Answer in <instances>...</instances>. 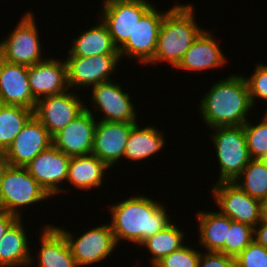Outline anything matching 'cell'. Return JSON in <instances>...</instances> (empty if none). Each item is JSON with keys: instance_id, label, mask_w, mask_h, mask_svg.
<instances>
[{"instance_id": "f35d334b", "label": "cell", "mask_w": 267, "mask_h": 267, "mask_svg": "<svg viewBox=\"0 0 267 267\" xmlns=\"http://www.w3.org/2000/svg\"><path fill=\"white\" fill-rule=\"evenodd\" d=\"M260 221L267 222V197L260 200Z\"/></svg>"}, {"instance_id": "e0dca14e", "label": "cell", "mask_w": 267, "mask_h": 267, "mask_svg": "<svg viewBox=\"0 0 267 267\" xmlns=\"http://www.w3.org/2000/svg\"><path fill=\"white\" fill-rule=\"evenodd\" d=\"M135 123L97 121L92 155L104 162L109 169L124 157L126 143Z\"/></svg>"}, {"instance_id": "d6a6232c", "label": "cell", "mask_w": 267, "mask_h": 267, "mask_svg": "<svg viewBox=\"0 0 267 267\" xmlns=\"http://www.w3.org/2000/svg\"><path fill=\"white\" fill-rule=\"evenodd\" d=\"M235 267H267V249L253 240L235 257Z\"/></svg>"}, {"instance_id": "7402d4cb", "label": "cell", "mask_w": 267, "mask_h": 267, "mask_svg": "<svg viewBox=\"0 0 267 267\" xmlns=\"http://www.w3.org/2000/svg\"><path fill=\"white\" fill-rule=\"evenodd\" d=\"M22 219L18 218L0 238V267H21L33 264Z\"/></svg>"}, {"instance_id": "ba28073f", "label": "cell", "mask_w": 267, "mask_h": 267, "mask_svg": "<svg viewBox=\"0 0 267 267\" xmlns=\"http://www.w3.org/2000/svg\"><path fill=\"white\" fill-rule=\"evenodd\" d=\"M55 227L67 240L78 267L100 263V261L110 256L115 247H118L110 223L89 229L78 238H75L65 228Z\"/></svg>"}, {"instance_id": "d4e9b609", "label": "cell", "mask_w": 267, "mask_h": 267, "mask_svg": "<svg viewBox=\"0 0 267 267\" xmlns=\"http://www.w3.org/2000/svg\"><path fill=\"white\" fill-rule=\"evenodd\" d=\"M199 243L207 252H221L225 254V240L230 228V218L221 212H198Z\"/></svg>"}, {"instance_id": "e575fe53", "label": "cell", "mask_w": 267, "mask_h": 267, "mask_svg": "<svg viewBox=\"0 0 267 267\" xmlns=\"http://www.w3.org/2000/svg\"><path fill=\"white\" fill-rule=\"evenodd\" d=\"M198 267H235V258L221 252L200 253Z\"/></svg>"}, {"instance_id": "52a82bcc", "label": "cell", "mask_w": 267, "mask_h": 267, "mask_svg": "<svg viewBox=\"0 0 267 267\" xmlns=\"http://www.w3.org/2000/svg\"><path fill=\"white\" fill-rule=\"evenodd\" d=\"M102 5L100 20L107 26L118 49L132 35L140 18L153 6L148 0H103Z\"/></svg>"}, {"instance_id": "4dcf8cb0", "label": "cell", "mask_w": 267, "mask_h": 267, "mask_svg": "<svg viewBox=\"0 0 267 267\" xmlns=\"http://www.w3.org/2000/svg\"><path fill=\"white\" fill-rule=\"evenodd\" d=\"M254 240V227L230 219L225 255L235 258Z\"/></svg>"}, {"instance_id": "ac0fdd59", "label": "cell", "mask_w": 267, "mask_h": 267, "mask_svg": "<svg viewBox=\"0 0 267 267\" xmlns=\"http://www.w3.org/2000/svg\"><path fill=\"white\" fill-rule=\"evenodd\" d=\"M28 79V66L12 64L0 58V104L35 109Z\"/></svg>"}, {"instance_id": "44dd1931", "label": "cell", "mask_w": 267, "mask_h": 267, "mask_svg": "<svg viewBox=\"0 0 267 267\" xmlns=\"http://www.w3.org/2000/svg\"><path fill=\"white\" fill-rule=\"evenodd\" d=\"M38 267H78L64 235L53 225L42 228Z\"/></svg>"}, {"instance_id": "4316f807", "label": "cell", "mask_w": 267, "mask_h": 267, "mask_svg": "<svg viewBox=\"0 0 267 267\" xmlns=\"http://www.w3.org/2000/svg\"><path fill=\"white\" fill-rule=\"evenodd\" d=\"M33 115L32 109L0 104V152L7 150Z\"/></svg>"}, {"instance_id": "277c9868", "label": "cell", "mask_w": 267, "mask_h": 267, "mask_svg": "<svg viewBox=\"0 0 267 267\" xmlns=\"http://www.w3.org/2000/svg\"><path fill=\"white\" fill-rule=\"evenodd\" d=\"M48 192L28 172L26 167L11 166L0 180V209L22 218L20 208L48 199ZM19 208V209H18Z\"/></svg>"}, {"instance_id": "f1b7e54d", "label": "cell", "mask_w": 267, "mask_h": 267, "mask_svg": "<svg viewBox=\"0 0 267 267\" xmlns=\"http://www.w3.org/2000/svg\"><path fill=\"white\" fill-rule=\"evenodd\" d=\"M233 183L252 198L257 200L266 198L267 160L251 159Z\"/></svg>"}, {"instance_id": "603a6c76", "label": "cell", "mask_w": 267, "mask_h": 267, "mask_svg": "<svg viewBox=\"0 0 267 267\" xmlns=\"http://www.w3.org/2000/svg\"><path fill=\"white\" fill-rule=\"evenodd\" d=\"M68 56L89 57L101 54H119L107 26L100 21L95 27L74 38Z\"/></svg>"}, {"instance_id": "2e32d148", "label": "cell", "mask_w": 267, "mask_h": 267, "mask_svg": "<svg viewBox=\"0 0 267 267\" xmlns=\"http://www.w3.org/2000/svg\"><path fill=\"white\" fill-rule=\"evenodd\" d=\"M52 145V136L33 115L4 152L11 166L26 167Z\"/></svg>"}, {"instance_id": "3957f363", "label": "cell", "mask_w": 267, "mask_h": 267, "mask_svg": "<svg viewBox=\"0 0 267 267\" xmlns=\"http://www.w3.org/2000/svg\"><path fill=\"white\" fill-rule=\"evenodd\" d=\"M194 6L174 5L163 18L155 56L150 64L167 62L176 68L203 29L196 24Z\"/></svg>"}, {"instance_id": "484cf974", "label": "cell", "mask_w": 267, "mask_h": 267, "mask_svg": "<svg viewBox=\"0 0 267 267\" xmlns=\"http://www.w3.org/2000/svg\"><path fill=\"white\" fill-rule=\"evenodd\" d=\"M164 133L154 126L139 127L137 123L132 126L124 152L125 159L140 161L159 152L165 145Z\"/></svg>"}, {"instance_id": "7c38bea8", "label": "cell", "mask_w": 267, "mask_h": 267, "mask_svg": "<svg viewBox=\"0 0 267 267\" xmlns=\"http://www.w3.org/2000/svg\"><path fill=\"white\" fill-rule=\"evenodd\" d=\"M211 189L222 214L252 227L260 222V200L249 196L235 183L219 182Z\"/></svg>"}, {"instance_id": "ffe728a7", "label": "cell", "mask_w": 267, "mask_h": 267, "mask_svg": "<svg viewBox=\"0 0 267 267\" xmlns=\"http://www.w3.org/2000/svg\"><path fill=\"white\" fill-rule=\"evenodd\" d=\"M212 36L213 34L203 30L185 52L176 69L201 72L206 69L223 67L227 58L223 55L217 40Z\"/></svg>"}, {"instance_id": "8d00e7d4", "label": "cell", "mask_w": 267, "mask_h": 267, "mask_svg": "<svg viewBox=\"0 0 267 267\" xmlns=\"http://www.w3.org/2000/svg\"><path fill=\"white\" fill-rule=\"evenodd\" d=\"M17 219L16 215L0 210V238Z\"/></svg>"}, {"instance_id": "cb8c5ba5", "label": "cell", "mask_w": 267, "mask_h": 267, "mask_svg": "<svg viewBox=\"0 0 267 267\" xmlns=\"http://www.w3.org/2000/svg\"><path fill=\"white\" fill-rule=\"evenodd\" d=\"M108 168L95 155L74 156L70 158L67 181L80 190L99 187Z\"/></svg>"}, {"instance_id": "836d02e7", "label": "cell", "mask_w": 267, "mask_h": 267, "mask_svg": "<svg viewBox=\"0 0 267 267\" xmlns=\"http://www.w3.org/2000/svg\"><path fill=\"white\" fill-rule=\"evenodd\" d=\"M255 68L249 78L245 77L252 106L256 97L267 101V65L259 62Z\"/></svg>"}, {"instance_id": "8fae6325", "label": "cell", "mask_w": 267, "mask_h": 267, "mask_svg": "<svg viewBox=\"0 0 267 267\" xmlns=\"http://www.w3.org/2000/svg\"><path fill=\"white\" fill-rule=\"evenodd\" d=\"M83 104L84 101L71 91L45 96L37 100L34 116L53 136L85 110Z\"/></svg>"}, {"instance_id": "83f0119b", "label": "cell", "mask_w": 267, "mask_h": 267, "mask_svg": "<svg viewBox=\"0 0 267 267\" xmlns=\"http://www.w3.org/2000/svg\"><path fill=\"white\" fill-rule=\"evenodd\" d=\"M181 230L172 222L163 231L154 234L139 245L150 251L152 266L166 255L184 246L183 238L186 234Z\"/></svg>"}, {"instance_id": "4fadbf2b", "label": "cell", "mask_w": 267, "mask_h": 267, "mask_svg": "<svg viewBox=\"0 0 267 267\" xmlns=\"http://www.w3.org/2000/svg\"><path fill=\"white\" fill-rule=\"evenodd\" d=\"M92 109L85 110L65 128L52 136V144L70 157L90 155L97 125Z\"/></svg>"}, {"instance_id": "ab89813d", "label": "cell", "mask_w": 267, "mask_h": 267, "mask_svg": "<svg viewBox=\"0 0 267 267\" xmlns=\"http://www.w3.org/2000/svg\"><path fill=\"white\" fill-rule=\"evenodd\" d=\"M264 116L267 118V109H266V112H265Z\"/></svg>"}, {"instance_id": "9c48e42d", "label": "cell", "mask_w": 267, "mask_h": 267, "mask_svg": "<svg viewBox=\"0 0 267 267\" xmlns=\"http://www.w3.org/2000/svg\"><path fill=\"white\" fill-rule=\"evenodd\" d=\"M166 12H159L152 6L138 21L132 35L118 49L120 60L127 55L142 64H149L156 52L159 31Z\"/></svg>"}, {"instance_id": "5bb4252c", "label": "cell", "mask_w": 267, "mask_h": 267, "mask_svg": "<svg viewBox=\"0 0 267 267\" xmlns=\"http://www.w3.org/2000/svg\"><path fill=\"white\" fill-rule=\"evenodd\" d=\"M70 158V156L59 151L52 144L39 153L26 168L48 194L53 197L52 195L62 191L66 192L60 185L64 181L67 182Z\"/></svg>"}, {"instance_id": "6da1fadb", "label": "cell", "mask_w": 267, "mask_h": 267, "mask_svg": "<svg viewBox=\"0 0 267 267\" xmlns=\"http://www.w3.org/2000/svg\"><path fill=\"white\" fill-rule=\"evenodd\" d=\"M163 203L147 196H134L111 205V229L116 244L121 240L140 245L171 224Z\"/></svg>"}, {"instance_id": "5b68a950", "label": "cell", "mask_w": 267, "mask_h": 267, "mask_svg": "<svg viewBox=\"0 0 267 267\" xmlns=\"http://www.w3.org/2000/svg\"><path fill=\"white\" fill-rule=\"evenodd\" d=\"M212 144L220 166L219 182H234L251 160L243 125L212 128Z\"/></svg>"}, {"instance_id": "f546056e", "label": "cell", "mask_w": 267, "mask_h": 267, "mask_svg": "<svg viewBox=\"0 0 267 267\" xmlns=\"http://www.w3.org/2000/svg\"><path fill=\"white\" fill-rule=\"evenodd\" d=\"M260 121L252 125L248 120L243 128L251 159L267 160V118L263 115Z\"/></svg>"}, {"instance_id": "1f68e13d", "label": "cell", "mask_w": 267, "mask_h": 267, "mask_svg": "<svg viewBox=\"0 0 267 267\" xmlns=\"http://www.w3.org/2000/svg\"><path fill=\"white\" fill-rule=\"evenodd\" d=\"M200 251L182 246L158 261L153 267H198Z\"/></svg>"}, {"instance_id": "d6986e66", "label": "cell", "mask_w": 267, "mask_h": 267, "mask_svg": "<svg viewBox=\"0 0 267 267\" xmlns=\"http://www.w3.org/2000/svg\"><path fill=\"white\" fill-rule=\"evenodd\" d=\"M28 79L36 100L69 90L66 63L53 57L29 66Z\"/></svg>"}, {"instance_id": "d590c367", "label": "cell", "mask_w": 267, "mask_h": 267, "mask_svg": "<svg viewBox=\"0 0 267 267\" xmlns=\"http://www.w3.org/2000/svg\"><path fill=\"white\" fill-rule=\"evenodd\" d=\"M254 240L267 249V222L260 221L254 227Z\"/></svg>"}, {"instance_id": "8992f818", "label": "cell", "mask_w": 267, "mask_h": 267, "mask_svg": "<svg viewBox=\"0 0 267 267\" xmlns=\"http://www.w3.org/2000/svg\"><path fill=\"white\" fill-rule=\"evenodd\" d=\"M33 13L26 12L16 28L0 41V58L12 64L31 66L43 61Z\"/></svg>"}, {"instance_id": "9a60e30c", "label": "cell", "mask_w": 267, "mask_h": 267, "mask_svg": "<svg viewBox=\"0 0 267 267\" xmlns=\"http://www.w3.org/2000/svg\"><path fill=\"white\" fill-rule=\"evenodd\" d=\"M91 87L94 110L105 114L102 121L137 123L135 106L119 84L110 80Z\"/></svg>"}, {"instance_id": "7a4b0ae2", "label": "cell", "mask_w": 267, "mask_h": 267, "mask_svg": "<svg viewBox=\"0 0 267 267\" xmlns=\"http://www.w3.org/2000/svg\"><path fill=\"white\" fill-rule=\"evenodd\" d=\"M200 100L199 111L209 128L241 126L248 119L252 104L244 75L231 74L210 87Z\"/></svg>"}, {"instance_id": "74e56055", "label": "cell", "mask_w": 267, "mask_h": 267, "mask_svg": "<svg viewBox=\"0 0 267 267\" xmlns=\"http://www.w3.org/2000/svg\"><path fill=\"white\" fill-rule=\"evenodd\" d=\"M9 161L6 158V155L4 152H0V180L2 176L4 175L6 169L9 167Z\"/></svg>"}, {"instance_id": "30bf717a", "label": "cell", "mask_w": 267, "mask_h": 267, "mask_svg": "<svg viewBox=\"0 0 267 267\" xmlns=\"http://www.w3.org/2000/svg\"><path fill=\"white\" fill-rule=\"evenodd\" d=\"M65 60L69 89L82 88L110 81L118 66L119 54H101L89 57L68 56ZM117 65V66H116ZM74 87V88H73Z\"/></svg>"}]
</instances>
